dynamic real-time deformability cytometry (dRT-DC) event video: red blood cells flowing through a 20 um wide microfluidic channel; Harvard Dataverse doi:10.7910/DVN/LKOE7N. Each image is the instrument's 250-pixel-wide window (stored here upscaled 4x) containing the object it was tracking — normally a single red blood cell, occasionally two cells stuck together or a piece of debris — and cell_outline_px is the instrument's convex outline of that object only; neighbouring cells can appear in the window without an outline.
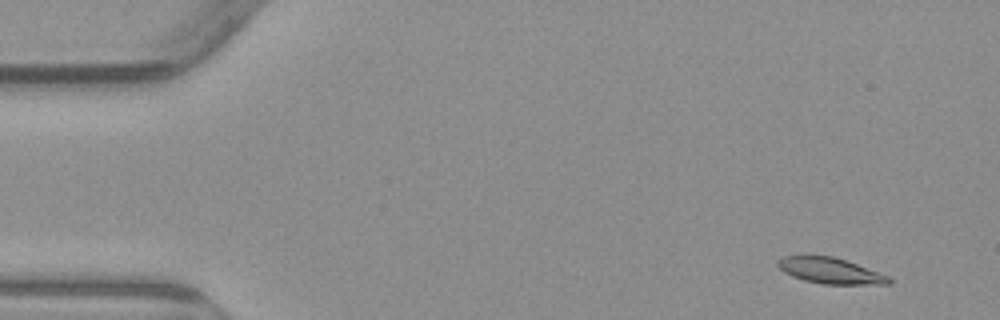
{"species": "common noctule bat (a hibernating species)", "species_latin": "Nyctalus noctula", "temperature_condition": "warm", "stored_images_in_passage": 6, "camera_frame_rate_fps": 3000, "um_per_image_px": 0.085, "animal": {"sex": "male", "body_mass_g": 23.1, "forearm_length_mm": 52.7}, "frame": {"image": 1, "passage_image": 1, "time_ms": 0.0, "image_size_px": [1000, 320], "cell_outline_px": [[892, 284], [824, 284], [804, 280], [792, 276], [784, 272], [776, 264], [784, 256], [832, 256], [856, 264], [888, 276], [892, 280]], "centroid_in_image_um": [70.58, 23.02], "position_along_channel_um": 14.4, "area_um2": 16.36}}
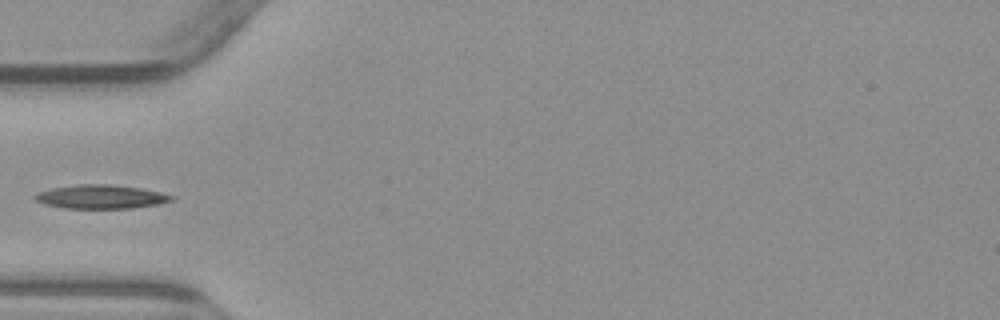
{"frame": {"image": 2, "passage_image": 5, "time_ms": 4.667, "image_size_px": [1000, 320], "cell_outline_px": [[176, 196], [172, 200], [160, 204], [132, 208], [64, 208], [44, 204], [32, 200], [32, 196], [40, 192], [52, 188], [76, 184], [108, 184], [140, 188], [160, 192]], "centroid_in_image_um": [8.56, 16.72], "position_along_channel_um": 76.4, "area_um2": 19.02}}
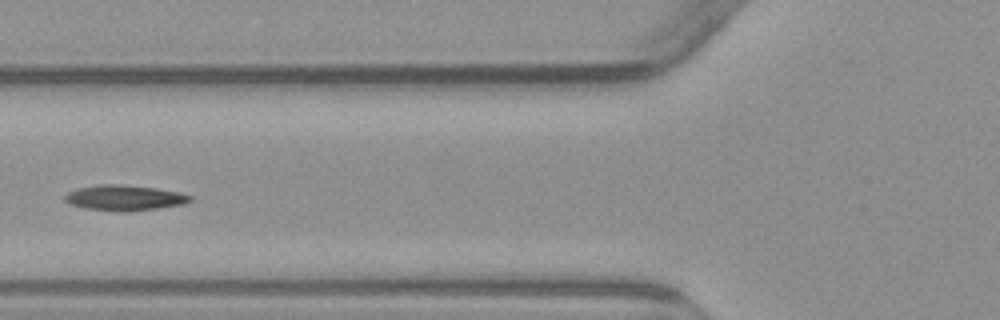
{"frame": {"image": 3, "passage_image": 6, "time_ms": 5.667, "image_size_px": [1000, 320], "cell_outline_px": [[192, 200], [184, 204], [128, 212], [120, 212], [88, 208], [72, 204], [64, 200], [64, 196], [68, 192], [76, 188], [96, 184], [120, 184], [156, 188], [176, 192], [192, 196]], "centroid_in_image_um": [10.56, 16.8], "position_along_channel_um": 115.2, "area_um2": 18.5}}